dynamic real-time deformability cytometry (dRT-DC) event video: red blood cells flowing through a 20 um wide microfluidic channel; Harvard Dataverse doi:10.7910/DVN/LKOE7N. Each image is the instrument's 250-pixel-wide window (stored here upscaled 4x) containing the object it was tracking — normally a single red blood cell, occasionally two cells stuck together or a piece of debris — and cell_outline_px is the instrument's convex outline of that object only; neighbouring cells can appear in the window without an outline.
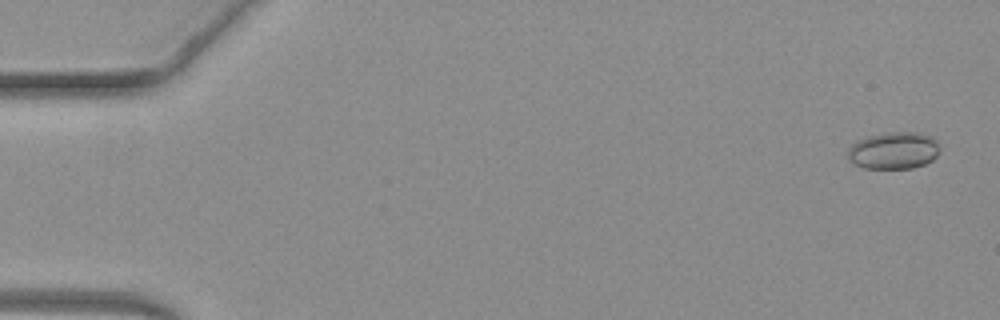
{"species": "common noctule bat (a hibernating species)", "species_latin": "Nyctalus noctula", "temperature_condition": "warm", "stored_images_in_passage": 32, "camera_frame_rate_fps": 3000, "um_per_image_px": 0.085, "animal": {"sex": "female", "body_mass_g": 19.3, "forearm_length_mm": 54.1}, "frame": {"image": 1, "passage_image": 2, "time_ms": 0.333, "image_size_px": [1000, 320], "cell_outline_px": [[940, 148], [936, 156], [932, 160], [924, 164], [912, 168], [864, 168], [848, 160], [848, 148], [856, 140], [868, 136], [888, 132], [916, 132], [932, 136], [936, 140]], "centroid_in_image_um": [75.96, 12.78], "position_along_channel_um": 9.0, "area_um2": 19.94}}
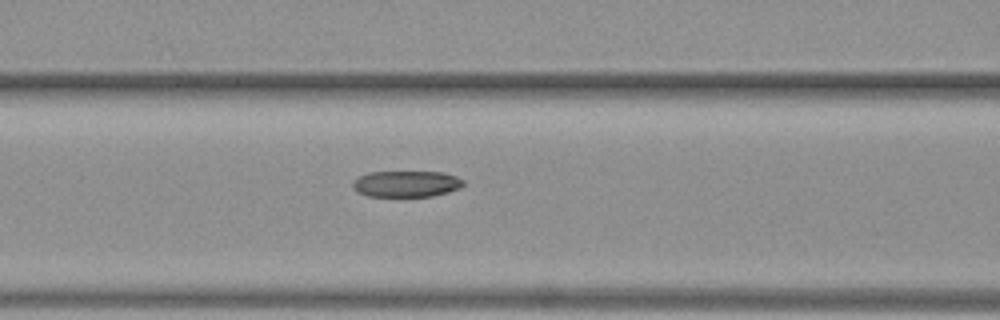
{"frame": {"image": 2, "passage_image": 22, "time_ms": 7.0, "image_size_px": [1000, 320], "cell_outline_px": [[464, 184], [460, 188], [448, 192], [432, 196], [368, 196], [352, 188], [352, 184], [360, 176], [368, 172], [444, 172], [456, 176], [464, 180]], "centroid_in_image_um": [34.58, 15.62], "position_along_channel_um": 132.0, "area_um2": 16.82}}
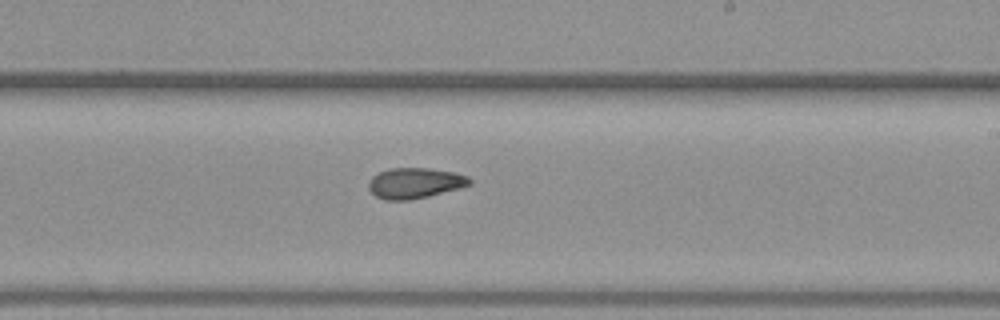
{"frame": {"image": 3, "passage_image": 31, "time_ms": 10.0, "image_size_px": [1000, 320], "cell_outline_px": [[472, 184], [460, 188], [428, 196], [408, 200], [384, 200], [376, 196], [368, 188], [368, 184], [372, 176], [388, 168], [428, 168], [456, 172], [468, 176], [472, 180]], "centroid_in_image_um": [35.28, 15.55], "position_along_channel_um": 253.7, "area_um2": 18.09}}